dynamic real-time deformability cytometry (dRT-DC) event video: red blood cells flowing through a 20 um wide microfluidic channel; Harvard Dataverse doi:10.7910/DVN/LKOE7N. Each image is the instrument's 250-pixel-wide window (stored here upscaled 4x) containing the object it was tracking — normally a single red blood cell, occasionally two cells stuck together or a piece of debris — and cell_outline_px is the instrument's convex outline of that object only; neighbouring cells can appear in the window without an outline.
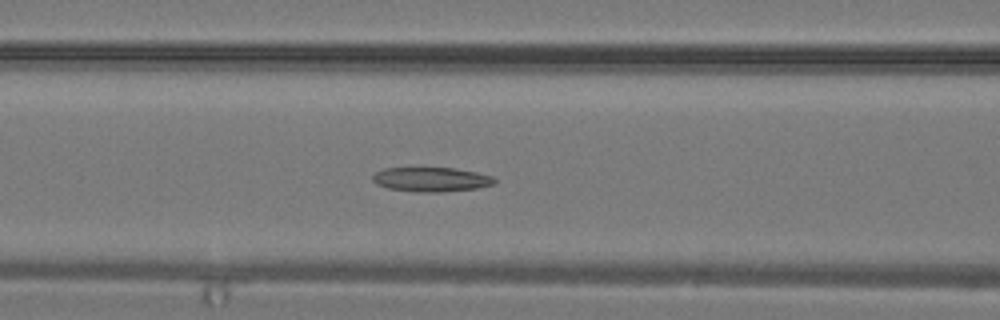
{"species": "common noctule bat (a hibernating species)", "species_latin": "Nyctalus noctula", "temperature_condition": "warm", "stored_images_in_passage": 27, "camera_frame_rate_fps": 3000, "um_per_image_px": 0.085, "animal": {"sex": "male", "body_mass_g": 19.2, "forearm_length_mm": 51.8}, "frame": {"image": 1, "passage_image": 8, "time_ms": 2.333, "image_size_px": [1000, 320], "cell_outline_px": [[496, 180], [492, 184], [476, 188], [440, 192], [420, 192], [388, 188], [376, 184], [372, 180], [372, 176], [376, 172], [384, 168], [452, 168], [476, 172], [492, 176]], "centroid_in_image_um": [36.62, 15.25], "position_along_channel_um": 130.0, "area_um2": 17.11}}
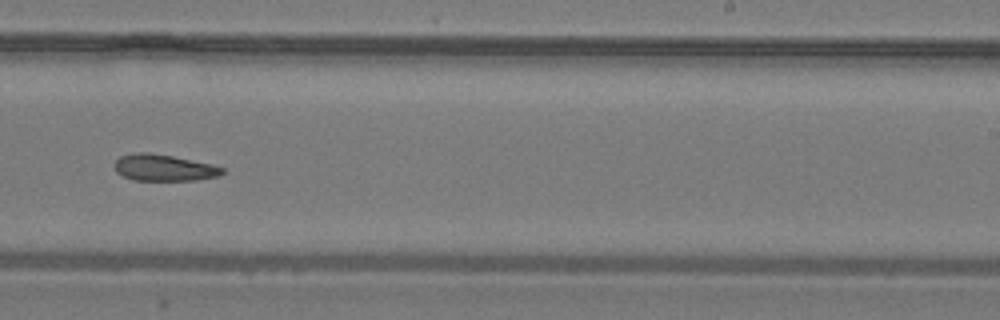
{"frame": {"image": 2, "passage_image": 15, "time_ms": 4.667, "image_size_px": [1000, 320], "cell_outline_px": [[224, 172], [220, 176], [196, 180], [132, 180], [116, 172], [116, 160], [120, 156], [132, 152], [148, 152], [172, 156], [212, 164], [224, 168]], "centroid_in_image_um": [13.94, 14.25], "position_along_channel_um": 275.1, "area_um2": 16.65}}
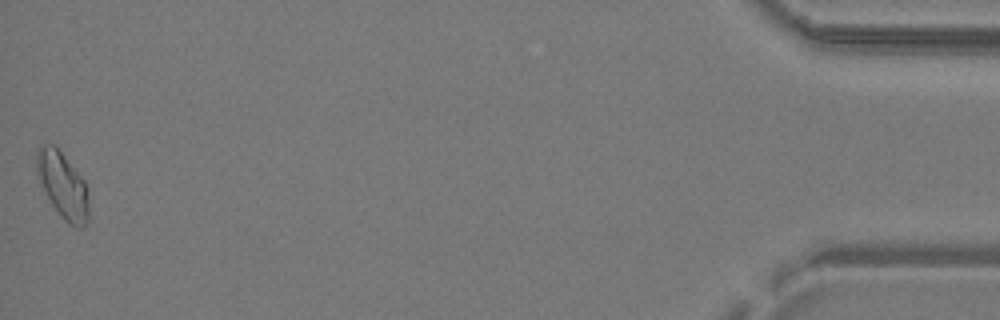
{"frame": {"image": 3, "passage_image": 27, "time_ms": 8.667, "image_size_px": [1000, 320], "cell_outline_px": [[88, 220], [84, 228], [76, 228], [68, 224], [64, 220], [52, 204], [36, 176], [36, 148], [40, 144], [52, 144], [60, 152], [84, 180], [88, 192]], "centroid_in_image_um": [5.32, 15.77], "position_along_channel_um": 429.9, "area_um2": 20.06}}